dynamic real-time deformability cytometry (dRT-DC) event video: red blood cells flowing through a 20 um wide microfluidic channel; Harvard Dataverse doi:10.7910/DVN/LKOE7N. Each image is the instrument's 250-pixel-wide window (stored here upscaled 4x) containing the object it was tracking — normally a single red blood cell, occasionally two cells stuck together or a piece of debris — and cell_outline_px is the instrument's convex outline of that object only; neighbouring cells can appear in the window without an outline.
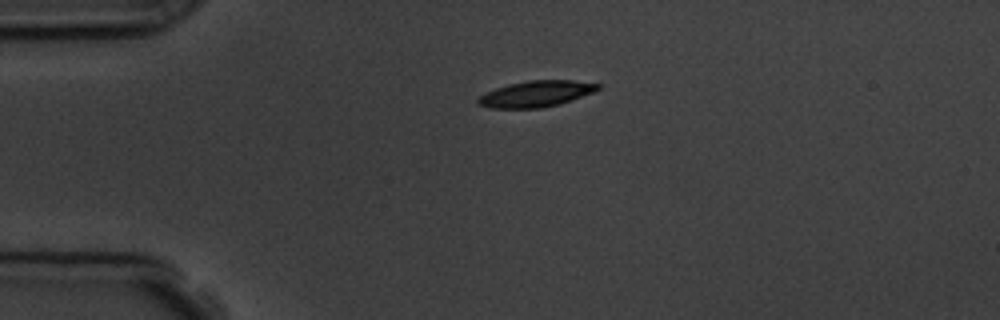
{"species": "common noctule bat (a hibernating species)", "species_latin": "Nyctalus noctula", "temperature_condition": "room temperature", "stored_images_in_passage": 3, "camera_frame_rate_fps": 3000, "um_per_image_px": 0.085, "animal": {"sex": "male", "body_mass_g": 19.5, "forearm_length_mm": 54.6}, "frame": {"image": 1, "passage_image": 1, "time_ms": 0.0, "image_size_px": [1000, 320], "cell_outline_px": [[600, 88], [592, 92], [560, 104], [540, 108], [492, 108], [476, 104], [476, 100], [480, 96], [496, 88], [508, 84], [528, 80], [572, 80], [600, 84]], "centroid_in_image_um": [45.54, 7.97], "position_along_channel_um": 39.5, "area_um2": 18.09}}